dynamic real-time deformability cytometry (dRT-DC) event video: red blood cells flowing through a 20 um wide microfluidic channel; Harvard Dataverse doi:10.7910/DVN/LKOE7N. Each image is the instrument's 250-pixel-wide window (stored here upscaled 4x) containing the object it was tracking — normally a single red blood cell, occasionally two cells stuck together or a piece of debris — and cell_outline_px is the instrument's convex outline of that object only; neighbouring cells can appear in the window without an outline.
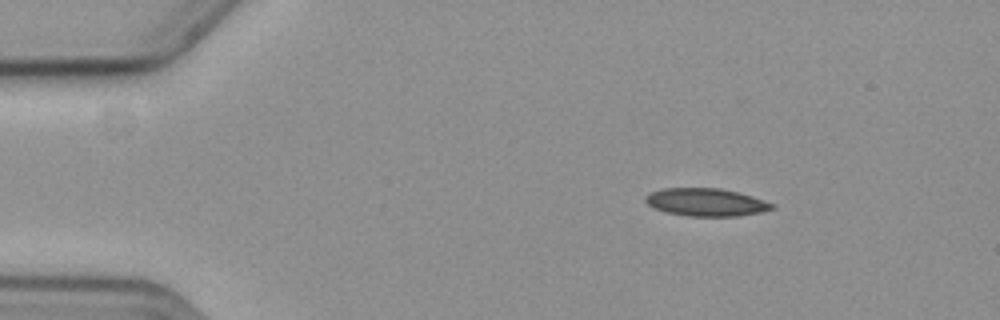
{"species": "common noctule bat (a hibernating species)", "species_latin": "Nyctalus noctula", "temperature_condition": "cold", "stored_images_in_passage": 50, "camera_frame_rate_fps": 3000, "um_per_image_px": 0.085, "animal": {"sex": "female", "body_mass_g": 19.3, "forearm_length_mm": 54.1}, "frame": {"image": 1, "passage_image": 1, "time_ms": 0.0, "image_size_px": [1000, 320], "cell_outline_px": [[776, 208], [760, 212], [736, 216], [688, 216], [668, 212], [652, 208], [644, 200], [644, 196], [652, 192], [664, 188], [720, 188], [752, 196], [776, 204]], "centroid_in_image_um": [60.02, 17.19], "position_along_channel_um": 25.0, "area_um2": 20.46}}
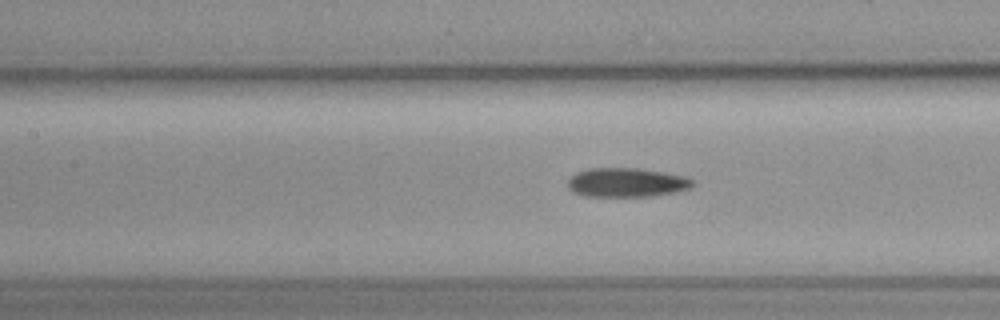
{"frame": {"image": 2, "passage_image": 18, "time_ms": 5.667, "image_size_px": [1000, 320], "cell_outline_px": [[692, 188], [676, 192], [652, 196], [584, 196], [572, 192], [568, 188], [568, 180], [576, 172], [588, 168], [640, 168], [688, 176], [692, 180]], "centroid_in_image_um": [53.27, 15.51], "position_along_channel_um": 154.1, "area_um2": 21.39}}
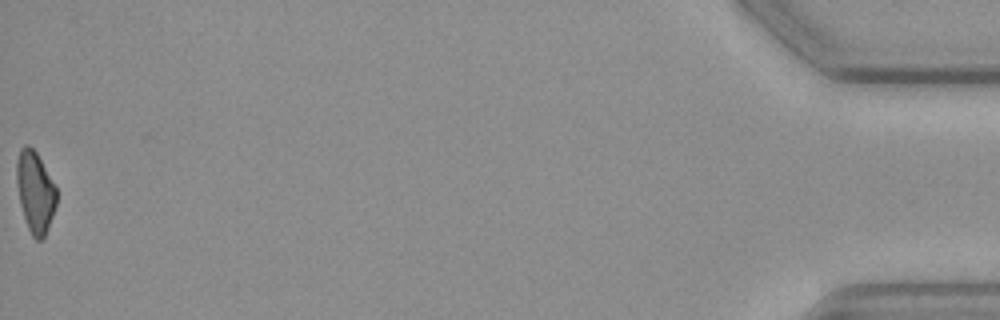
{"frame": {"image": 3, "passage_image": 50, "time_ms": 16.333, "image_size_px": [1000, 320], "cell_outline_px": [[56, 204], [48, 228], [44, 236], [40, 240], [36, 240], [32, 236], [28, 228], [20, 204], [16, 180], [16, 160], [20, 148], [24, 144], [28, 144], [36, 152], [56, 188]], "centroid_in_image_um": [2.96, 16.29], "position_along_channel_um": 432.2, "area_um2": 18.67}, "authors_computed_cell_mechanics": {"area_um2": 20.7213, "velocity_mm_per_s": 3.6104, "shape_relaxation_time_tau1_ms": 9.9187, "shape_relaxation_time_tau2_ms": null, "deformation_change_tau1": 0.1394, "deformation_change_tau2": null}}